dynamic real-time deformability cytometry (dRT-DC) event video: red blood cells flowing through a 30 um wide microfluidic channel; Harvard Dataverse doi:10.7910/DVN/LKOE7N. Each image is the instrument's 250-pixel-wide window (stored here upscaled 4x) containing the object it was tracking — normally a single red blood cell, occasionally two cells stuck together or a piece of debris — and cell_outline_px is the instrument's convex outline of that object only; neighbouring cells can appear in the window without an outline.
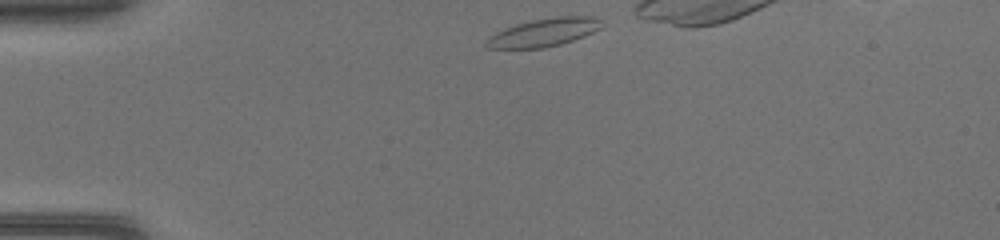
{"species": "common noctule bat (a hibernating species)", "species_latin": "Nyctalus noctula", "temperature_condition": "warm", "stored_images_in_passage": 30, "camera_frame_rate_fps": 3000, "um_per_image_px": 0.085, "animal": {"sex": "female", "body_mass_g": 17.0, "forearm_length_mm": 48.0}, "frame": {"image": 1, "passage_image": 1, "time_ms": 0.0, "image_size_px": [1000, 240], "cell_outline_px": [[600, 28], [584, 36], [560, 44], [544, 48], [488, 48], [484, 44], [484, 40], [488, 36], [496, 32], [516, 24], [532, 20], [556, 16], [592, 16], [600, 20]], "centroid_in_image_um": [46.17, 2.76], "position_along_channel_um": 38.8, "area_um2": 18.73}}
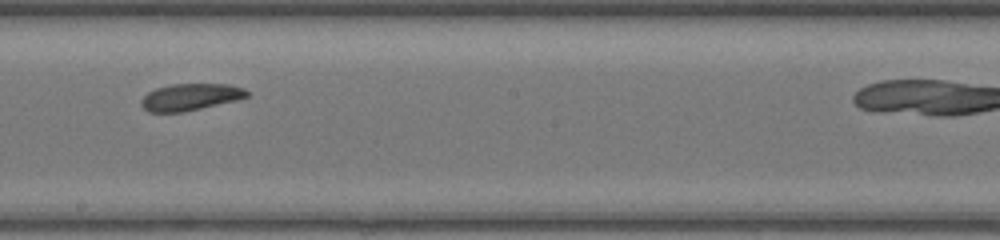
{"frame": {"image": 2, "passage_image": 17, "time_ms": 5.333, "image_size_px": [1000, 240], "cell_outline_px": [[248, 96], [184, 112], [148, 112], [140, 104], [140, 100], [148, 92], [156, 88], [172, 84], [228, 84], [244, 88], [248, 92]], "centroid_in_image_um": [16.12, 8.24], "position_along_channel_um": 232.1, "area_um2": 16.24}}
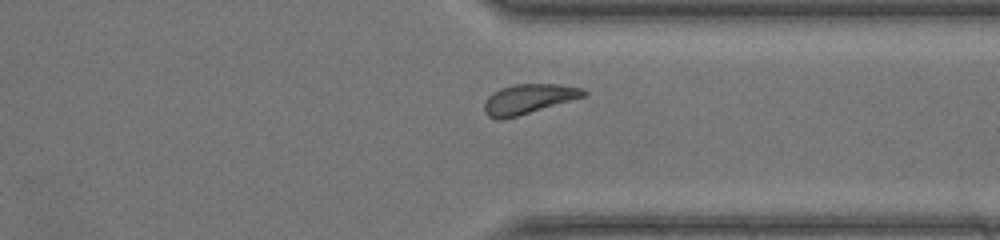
{"frame": {"image": 3, "passage_image": 26, "time_ms": 8.333, "image_size_px": [1000, 240], "cell_outline_px": [[588, 96], [516, 116], [500, 120], [496, 120], [488, 116], [484, 112], [484, 104], [488, 96], [492, 92], [500, 88], [516, 84], [560, 84], [584, 88], [588, 92]], "centroid_in_image_um": [44.95, 8.41], "position_along_channel_um": 366.4, "area_um2": 17.4}}